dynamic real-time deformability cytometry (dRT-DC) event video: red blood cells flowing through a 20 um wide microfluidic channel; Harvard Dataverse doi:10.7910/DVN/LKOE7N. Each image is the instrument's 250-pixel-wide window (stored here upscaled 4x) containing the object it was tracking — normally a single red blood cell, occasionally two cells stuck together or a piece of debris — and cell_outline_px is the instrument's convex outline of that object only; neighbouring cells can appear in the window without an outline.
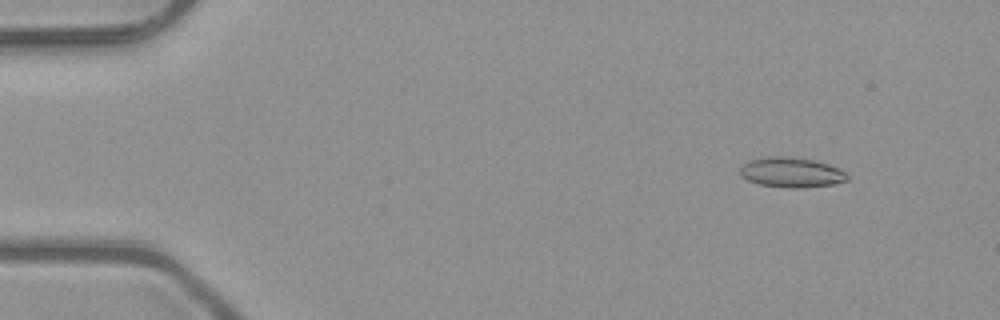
{"species": "common noctule bat (a hibernating species)", "species_latin": "Nyctalus noctula", "temperature_condition": "room temperature", "stored_images_in_passage": 52, "camera_frame_rate_fps": 3000, "um_per_image_px": 0.085, "animal": {"sex": "male", "body_mass_g": 23.1, "forearm_length_mm": 52.7}, "frame": {"image": 1, "passage_image": 6, "time_ms": 1.667, "image_size_px": [1000, 320], "cell_outline_px": [[848, 180], [832, 184], [804, 188], [784, 188], [760, 184], [748, 180], [740, 176], [740, 164], [752, 160], [812, 160], [828, 164], [840, 168], [848, 176]], "centroid_in_image_um": [67.3, 14.73], "position_along_channel_um": 17.7, "area_um2": 17.69}}
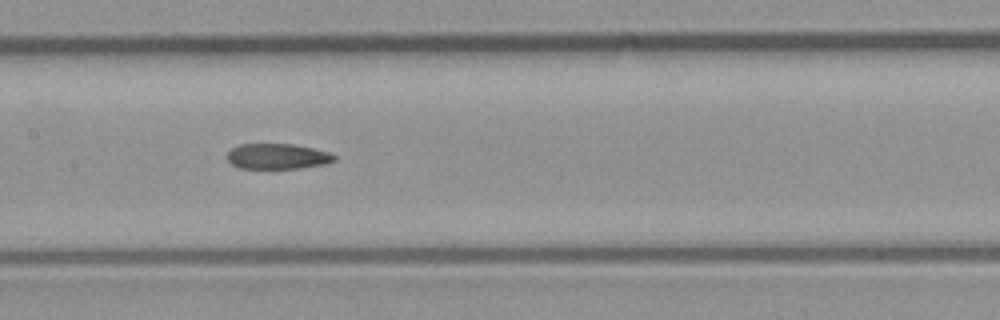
{"frame": {"image": 2, "passage_image": 26, "time_ms": 8.333, "image_size_px": [1000, 320], "cell_outline_px": [[336, 160], [328, 164], [304, 168], [240, 168], [232, 164], [228, 160], [228, 152], [232, 148], [240, 144], [292, 144], [312, 148], [328, 152], [336, 156]], "centroid_in_image_um": [23.63, 13.29], "position_along_channel_um": 183.8, "area_um2": 15.9}}
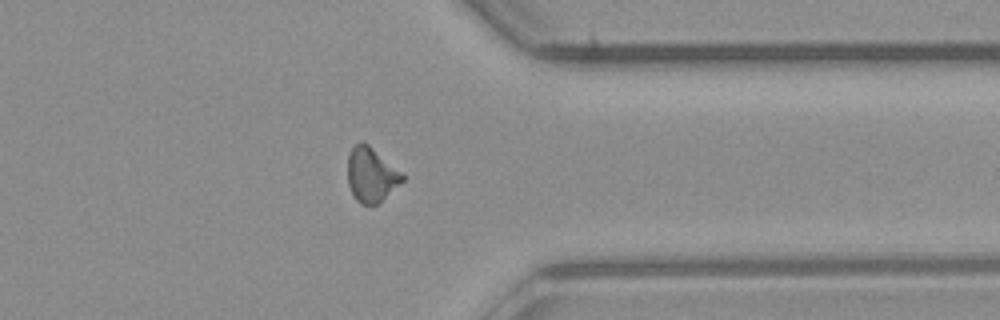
{"frame": {"image": 3, "passage_image": 41, "time_ms": 13.333, "image_size_px": [1000, 320], "cell_outline_px": [[404, 180], [376, 204], [368, 208], [360, 204], [356, 200], [348, 184], [348, 152], [360, 140], [368, 144], [400, 172], [404, 176]], "centroid_in_image_um": [31.51, 14.87], "position_along_channel_um": 379.9, "area_um2": 17.17}, "authors_computed_cell_mechanics": {"area_um2": 17.3978, "velocity_mm_per_s": 4.0664, "shape_relaxation_time_tau1_ms": null, "shape_relaxation_time_tau2_ms": 4.485, "deformation_change_tau1": null, "deformation_change_tau2": 0.1295}}